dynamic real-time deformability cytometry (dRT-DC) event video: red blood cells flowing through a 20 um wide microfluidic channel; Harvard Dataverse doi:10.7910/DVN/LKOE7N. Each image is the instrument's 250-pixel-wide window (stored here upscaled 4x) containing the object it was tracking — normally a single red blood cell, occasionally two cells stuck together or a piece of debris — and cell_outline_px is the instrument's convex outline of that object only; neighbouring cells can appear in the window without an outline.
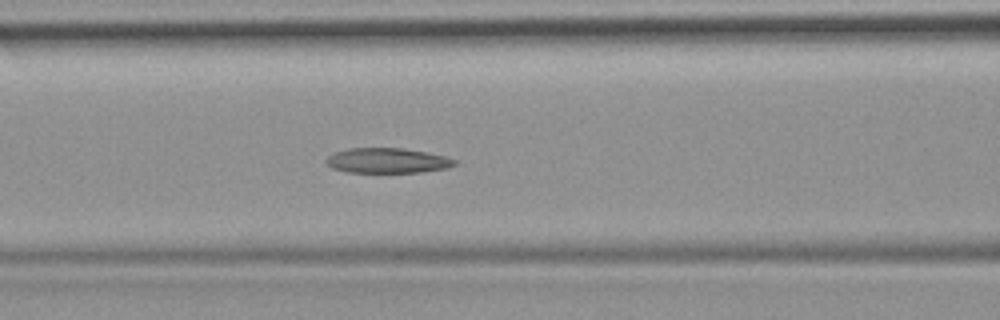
{"species": "common noctule bat (a hibernating species)", "species_latin": "Nyctalus noctula", "temperature_condition": "room temperature", "stored_images_in_passage": 14, "camera_frame_rate_fps": 3000, "um_per_image_px": 0.085, "animal": {"sex": "female", "body_mass_g": 19.9}, "frame": {"image": 1, "passage_image": 10, "time_ms": 3.0, "image_size_px": [1000, 320], "cell_outline_px": [[456, 164], [448, 168], [420, 172], [348, 172], [332, 168], [324, 160], [332, 152], [348, 148], [404, 148], [428, 152], [448, 156], [456, 160]], "centroid_in_image_um": [32.93, 13.64], "position_along_channel_um": 133.7, "area_um2": 18.96}}
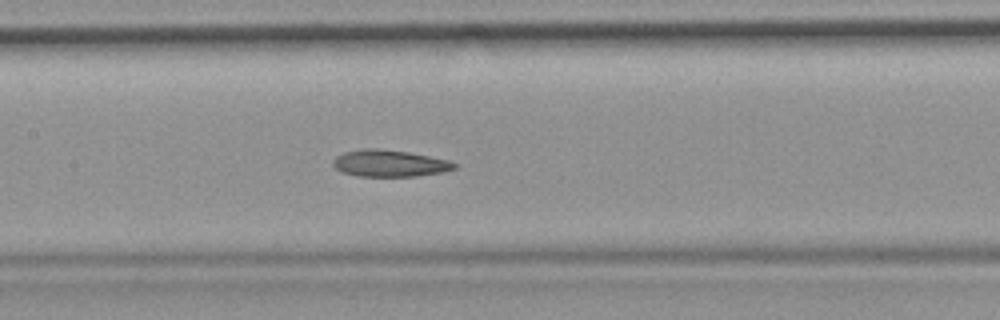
{"frame": {"image": 2, "passage_image": 13, "time_ms": 4.0, "image_size_px": [1000, 320], "cell_outline_px": [[460, 164], [456, 168], [444, 172], [416, 176], [356, 176], [340, 172], [332, 164], [332, 160], [336, 156], [344, 152], [364, 148], [380, 148], [408, 152], [448, 160]], "centroid_in_image_um": [33.1, 13.88], "position_along_channel_um": 174.3, "area_um2": 19.13}}